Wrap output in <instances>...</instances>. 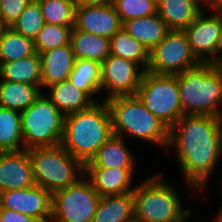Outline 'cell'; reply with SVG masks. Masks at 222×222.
I'll use <instances>...</instances> for the list:
<instances>
[{"label": "cell", "mask_w": 222, "mask_h": 222, "mask_svg": "<svg viewBox=\"0 0 222 222\" xmlns=\"http://www.w3.org/2000/svg\"><path fill=\"white\" fill-rule=\"evenodd\" d=\"M174 149L185 185L195 193L206 192L211 175L222 157V117L183 115L169 129L165 152Z\"/></svg>", "instance_id": "cell-1"}, {"label": "cell", "mask_w": 222, "mask_h": 222, "mask_svg": "<svg viewBox=\"0 0 222 222\" xmlns=\"http://www.w3.org/2000/svg\"><path fill=\"white\" fill-rule=\"evenodd\" d=\"M112 135L109 106L106 101H99L88 109L65 116L61 145L85 165Z\"/></svg>", "instance_id": "cell-2"}, {"label": "cell", "mask_w": 222, "mask_h": 222, "mask_svg": "<svg viewBox=\"0 0 222 222\" xmlns=\"http://www.w3.org/2000/svg\"><path fill=\"white\" fill-rule=\"evenodd\" d=\"M176 76L184 115L222 117V65L201 63Z\"/></svg>", "instance_id": "cell-3"}, {"label": "cell", "mask_w": 222, "mask_h": 222, "mask_svg": "<svg viewBox=\"0 0 222 222\" xmlns=\"http://www.w3.org/2000/svg\"><path fill=\"white\" fill-rule=\"evenodd\" d=\"M113 134L139 139L166 149L169 128L154 116L137 95L117 96L108 99ZM126 136V137H125Z\"/></svg>", "instance_id": "cell-4"}, {"label": "cell", "mask_w": 222, "mask_h": 222, "mask_svg": "<svg viewBox=\"0 0 222 222\" xmlns=\"http://www.w3.org/2000/svg\"><path fill=\"white\" fill-rule=\"evenodd\" d=\"M163 177V173H153L136 184L134 222H178L191 211L183 207L176 186Z\"/></svg>", "instance_id": "cell-5"}, {"label": "cell", "mask_w": 222, "mask_h": 222, "mask_svg": "<svg viewBox=\"0 0 222 222\" xmlns=\"http://www.w3.org/2000/svg\"><path fill=\"white\" fill-rule=\"evenodd\" d=\"M36 185L52 194L76 183L85 175V165L62 145L28 150Z\"/></svg>", "instance_id": "cell-6"}, {"label": "cell", "mask_w": 222, "mask_h": 222, "mask_svg": "<svg viewBox=\"0 0 222 222\" xmlns=\"http://www.w3.org/2000/svg\"><path fill=\"white\" fill-rule=\"evenodd\" d=\"M65 116L43 92L21 112L24 150L57 146L62 143Z\"/></svg>", "instance_id": "cell-7"}, {"label": "cell", "mask_w": 222, "mask_h": 222, "mask_svg": "<svg viewBox=\"0 0 222 222\" xmlns=\"http://www.w3.org/2000/svg\"><path fill=\"white\" fill-rule=\"evenodd\" d=\"M136 95L169 129L184 115L176 75L145 71Z\"/></svg>", "instance_id": "cell-8"}, {"label": "cell", "mask_w": 222, "mask_h": 222, "mask_svg": "<svg viewBox=\"0 0 222 222\" xmlns=\"http://www.w3.org/2000/svg\"><path fill=\"white\" fill-rule=\"evenodd\" d=\"M100 197L84 175L76 183L53 193L50 222H92Z\"/></svg>", "instance_id": "cell-9"}, {"label": "cell", "mask_w": 222, "mask_h": 222, "mask_svg": "<svg viewBox=\"0 0 222 222\" xmlns=\"http://www.w3.org/2000/svg\"><path fill=\"white\" fill-rule=\"evenodd\" d=\"M200 64L192 52L185 31L170 30L158 45L149 51L147 71L176 75Z\"/></svg>", "instance_id": "cell-10"}, {"label": "cell", "mask_w": 222, "mask_h": 222, "mask_svg": "<svg viewBox=\"0 0 222 222\" xmlns=\"http://www.w3.org/2000/svg\"><path fill=\"white\" fill-rule=\"evenodd\" d=\"M208 9L212 12L207 14ZM205 10L184 31L193 54L201 63L219 65L220 3Z\"/></svg>", "instance_id": "cell-11"}, {"label": "cell", "mask_w": 222, "mask_h": 222, "mask_svg": "<svg viewBox=\"0 0 222 222\" xmlns=\"http://www.w3.org/2000/svg\"><path fill=\"white\" fill-rule=\"evenodd\" d=\"M145 70L133 61L109 54L101 63L102 101L112 97L136 95Z\"/></svg>", "instance_id": "cell-12"}, {"label": "cell", "mask_w": 222, "mask_h": 222, "mask_svg": "<svg viewBox=\"0 0 222 222\" xmlns=\"http://www.w3.org/2000/svg\"><path fill=\"white\" fill-rule=\"evenodd\" d=\"M53 194L35 185L26 189L0 192V207L14 210L40 222H50Z\"/></svg>", "instance_id": "cell-13"}, {"label": "cell", "mask_w": 222, "mask_h": 222, "mask_svg": "<svg viewBox=\"0 0 222 222\" xmlns=\"http://www.w3.org/2000/svg\"><path fill=\"white\" fill-rule=\"evenodd\" d=\"M73 28L111 39L122 23L112 3L76 5Z\"/></svg>", "instance_id": "cell-14"}, {"label": "cell", "mask_w": 222, "mask_h": 222, "mask_svg": "<svg viewBox=\"0 0 222 222\" xmlns=\"http://www.w3.org/2000/svg\"><path fill=\"white\" fill-rule=\"evenodd\" d=\"M35 185L28 150L0 152V192Z\"/></svg>", "instance_id": "cell-15"}, {"label": "cell", "mask_w": 222, "mask_h": 222, "mask_svg": "<svg viewBox=\"0 0 222 222\" xmlns=\"http://www.w3.org/2000/svg\"><path fill=\"white\" fill-rule=\"evenodd\" d=\"M135 168L85 167V176L102 197L133 192ZM134 184V185H133Z\"/></svg>", "instance_id": "cell-16"}, {"label": "cell", "mask_w": 222, "mask_h": 222, "mask_svg": "<svg viewBox=\"0 0 222 222\" xmlns=\"http://www.w3.org/2000/svg\"><path fill=\"white\" fill-rule=\"evenodd\" d=\"M39 55L42 67V89L45 90L55 83L69 80L75 61L70 43Z\"/></svg>", "instance_id": "cell-17"}, {"label": "cell", "mask_w": 222, "mask_h": 222, "mask_svg": "<svg viewBox=\"0 0 222 222\" xmlns=\"http://www.w3.org/2000/svg\"><path fill=\"white\" fill-rule=\"evenodd\" d=\"M205 7L207 5L202 0L157 1V13L170 30L186 29Z\"/></svg>", "instance_id": "cell-18"}, {"label": "cell", "mask_w": 222, "mask_h": 222, "mask_svg": "<svg viewBox=\"0 0 222 222\" xmlns=\"http://www.w3.org/2000/svg\"><path fill=\"white\" fill-rule=\"evenodd\" d=\"M123 137L113 134L85 167L136 168V159Z\"/></svg>", "instance_id": "cell-19"}, {"label": "cell", "mask_w": 222, "mask_h": 222, "mask_svg": "<svg viewBox=\"0 0 222 222\" xmlns=\"http://www.w3.org/2000/svg\"><path fill=\"white\" fill-rule=\"evenodd\" d=\"M122 28L151 51L170 31L167 24L155 13L150 16L127 20Z\"/></svg>", "instance_id": "cell-20"}, {"label": "cell", "mask_w": 222, "mask_h": 222, "mask_svg": "<svg viewBox=\"0 0 222 222\" xmlns=\"http://www.w3.org/2000/svg\"><path fill=\"white\" fill-rule=\"evenodd\" d=\"M92 222H134L133 192L100 197Z\"/></svg>", "instance_id": "cell-21"}, {"label": "cell", "mask_w": 222, "mask_h": 222, "mask_svg": "<svg viewBox=\"0 0 222 222\" xmlns=\"http://www.w3.org/2000/svg\"><path fill=\"white\" fill-rule=\"evenodd\" d=\"M45 95L64 115L88 109L94 102L69 80L55 83L45 89Z\"/></svg>", "instance_id": "cell-22"}, {"label": "cell", "mask_w": 222, "mask_h": 222, "mask_svg": "<svg viewBox=\"0 0 222 222\" xmlns=\"http://www.w3.org/2000/svg\"><path fill=\"white\" fill-rule=\"evenodd\" d=\"M70 45L76 59H88L102 63L110 54V39L72 28Z\"/></svg>", "instance_id": "cell-23"}, {"label": "cell", "mask_w": 222, "mask_h": 222, "mask_svg": "<svg viewBox=\"0 0 222 222\" xmlns=\"http://www.w3.org/2000/svg\"><path fill=\"white\" fill-rule=\"evenodd\" d=\"M0 80L39 85L42 89L40 55H33L9 63H0Z\"/></svg>", "instance_id": "cell-24"}, {"label": "cell", "mask_w": 222, "mask_h": 222, "mask_svg": "<svg viewBox=\"0 0 222 222\" xmlns=\"http://www.w3.org/2000/svg\"><path fill=\"white\" fill-rule=\"evenodd\" d=\"M43 92L39 85L0 80V107L22 112Z\"/></svg>", "instance_id": "cell-25"}, {"label": "cell", "mask_w": 222, "mask_h": 222, "mask_svg": "<svg viewBox=\"0 0 222 222\" xmlns=\"http://www.w3.org/2000/svg\"><path fill=\"white\" fill-rule=\"evenodd\" d=\"M101 63L76 59L69 76V81L79 90L83 91L94 103L99 102L96 94H100Z\"/></svg>", "instance_id": "cell-26"}, {"label": "cell", "mask_w": 222, "mask_h": 222, "mask_svg": "<svg viewBox=\"0 0 222 222\" xmlns=\"http://www.w3.org/2000/svg\"><path fill=\"white\" fill-rule=\"evenodd\" d=\"M110 54L133 61L147 71L149 51L141 42L130 36L123 28L111 37Z\"/></svg>", "instance_id": "cell-27"}, {"label": "cell", "mask_w": 222, "mask_h": 222, "mask_svg": "<svg viewBox=\"0 0 222 222\" xmlns=\"http://www.w3.org/2000/svg\"><path fill=\"white\" fill-rule=\"evenodd\" d=\"M22 150L21 112L0 107V152Z\"/></svg>", "instance_id": "cell-28"}, {"label": "cell", "mask_w": 222, "mask_h": 222, "mask_svg": "<svg viewBox=\"0 0 222 222\" xmlns=\"http://www.w3.org/2000/svg\"><path fill=\"white\" fill-rule=\"evenodd\" d=\"M34 41L11 27H7L0 39V63L17 61L35 53Z\"/></svg>", "instance_id": "cell-29"}, {"label": "cell", "mask_w": 222, "mask_h": 222, "mask_svg": "<svg viewBox=\"0 0 222 222\" xmlns=\"http://www.w3.org/2000/svg\"><path fill=\"white\" fill-rule=\"evenodd\" d=\"M45 23L60 26H74L75 0H37Z\"/></svg>", "instance_id": "cell-30"}, {"label": "cell", "mask_w": 222, "mask_h": 222, "mask_svg": "<svg viewBox=\"0 0 222 222\" xmlns=\"http://www.w3.org/2000/svg\"><path fill=\"white\" fill-rule=\"evenodd\" d=\"M44 25L45 21L40 4L37 0H32L10 27L15 32L34 41Z\"/></svg>", "instance_id": "cell-31"}, {"label": "cell", "mask_w": 222, "mask_h": 222, "mask_svg": "<svg viewBox=\"0 0 222 222\" xmlns=\"http://www.w3.org/2000/svg\"><path fill=\"white\" fill-rule=\"evenodd\" d=\"M73 27L45 23L34 40L35 51L41 54L42 52L69 44L70 33Z\"/></svg>", "instance_id": "cell-32"}, {"label": "cell", "mask_w": 222, "mask_h": 222, "mask_svg": "<svg viewBox=\"0 0 222 222\" xmlns=\"http://www.w3.org/2000/svg\"><path fill=\"white\" fill-rule=\"evenodd\" d=\"M112 4L121 23L157 13L156 0H113Z\"/></svg>", "instance_id": "cell-33"}, {"label": "cell", "mask_w": 222, "mask_h": 222, "mask_svg": "<svg viewBox=\"0 0 222 222\" xmlns=\"http://www.w3.org/2000/svg\"><path fill=\"white\" fill-rule=\"evenodd\" d=\"M32 0H0V19L10 27Z\"/></svg>", "instance_id": "cell-34"}, {"label": "cell", "mask_w": 222, "mask_h": 222, "mask_svg": "<svg viewBox=\"0 0 222 222\" xmlns=\"http://www.w3.org/2000/svg\"><path fill=\"white\" fill-rule=\"evenodd\" d=\"M0 222H40L34 217L0 207Z\"/></svg>", "instance_id": "cell-35"}, {"label": "cell", "mask_w": 222, "mask_h": 222, "mask_svg": "<svg viewBox=\"0 0 222 222\" xmlns=\"http://www.w3.org/2000/svg\"><path fill=\"white\" fill-rule=\"evenodd\" d=\"M76 5H98L113 3V0H75Z\"/></svg>", "instance_id": "cell-36"}, {"label": "cell", "mask_w": 222, "mask_h": 222, "mask_svg": "<svg viewBox=\"0 0 222 222\" xmlns=\"http://www.w3.org/2000/svg\"><path fill=\"white\" fill-rule=\"evenodd\" d=\"M219 65H222V2L220 3Z\"/></svg>", "instance_id": "cell-37"}, {"label": "cell", "mask_w": 222, "mask_h": 222, "mask_svg": "<svg viewBox=\"0 0 222 222\" xmlns=\"http://www.w3.org/2000/svg\"><path fill=\"white\" fill-rule=\"evenodd\" d=\"M215 214L216 215H214L215 217L214 222H222V206H220V209Z\"/></svg>", "instance_id": "cell-38"}, {"label": "cell", "mask_w": 222, "mask_h": 222, "mask_svg": "<svg viewBox=\"0 0 222 222\" xmlns=\"http://www.w3.org/2000/svg\"><path fill=\"white\" fill-rule=\"evenodd\" d=\"M207 6L216 5L221 3L220 0H202Z\"/></svg>", "instance_id": "cell-39"}, {"label": "cell", "mask_w": 222, "mask_h": 222, "mask_svg": "<svg viewBox=\"0 0 222 222\" xmlns=\"http://www.w3.org/2000/svg\"><path fill=\"white\" fill-rule=\"evenodd\" d=\"M192 214V210L190 212H188L180 221L178 222H192L189 220L190 216Z\"/></svg>", "instance_id": "cell-40"}, {"label": "cell", "mask_w": 222, "mask_h": 222, "mask_svg": "<svg viewBox=\"0 0 222 222\" xmlns=\"http://www.w3.org/2000/svg\"><path fill=\"white\" fill-rule=\"evenodd\" d=\"M7 28V26L4 24V22L0 19V39L2 37V34L4 30Z\"/></svg>", "instance_id": "cell-41"}]
</instances>
